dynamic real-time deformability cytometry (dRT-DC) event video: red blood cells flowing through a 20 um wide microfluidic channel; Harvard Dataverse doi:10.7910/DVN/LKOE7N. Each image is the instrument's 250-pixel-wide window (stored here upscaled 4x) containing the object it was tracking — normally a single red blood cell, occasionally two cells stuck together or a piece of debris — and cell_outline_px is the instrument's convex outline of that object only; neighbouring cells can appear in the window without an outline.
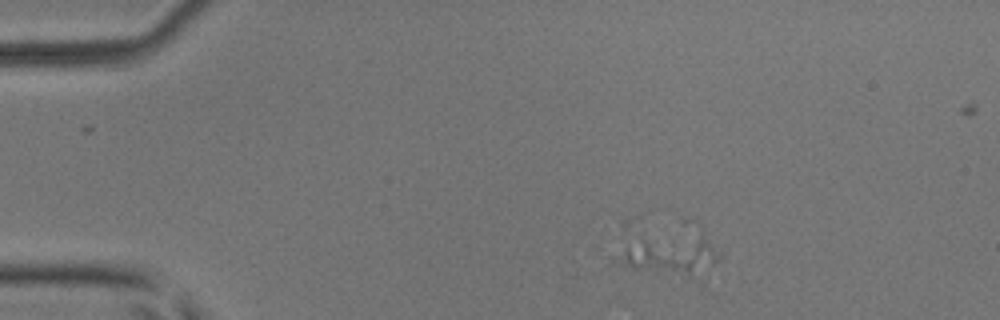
{"species": "common noctule bat (a hibernating species)", "species_latin": "Nyctalus noctula", "temperature_condition": "room temperature", "stored_images_in_passage": 4, "camera_frame_rate_fps": 3000, "um_per_image_px": 0.085, "animal": {"sex": "male", "body_mass_g": 17.9, "forearm_length_mm": 54.2}, "frame": {"image": 1, "passage_image": 2, "time_ms": 0.333, "image_size_px": [1000, 320], "cell_outline_px": [[720, 260], [692, 276], [640, 268], [616, 264], [612, 260], [612, 256], [644, 244], [704, 236], [720, 252]], "centroid_in_image_um": [57.11, 21.77], "position_along_channel_um": 27.9, "area_um2": 20.06}}